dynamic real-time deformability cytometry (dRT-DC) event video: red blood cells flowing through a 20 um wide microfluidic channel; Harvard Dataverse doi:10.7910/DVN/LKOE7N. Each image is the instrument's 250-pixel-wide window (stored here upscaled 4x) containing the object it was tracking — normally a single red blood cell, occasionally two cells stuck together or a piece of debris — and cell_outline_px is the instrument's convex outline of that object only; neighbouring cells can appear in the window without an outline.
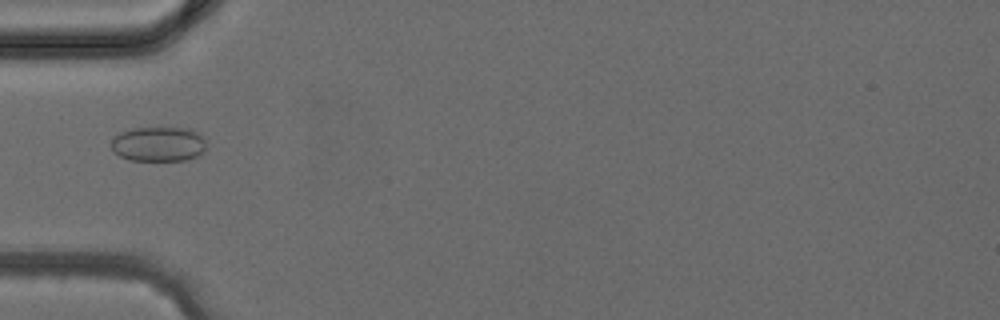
{"species": "common noctule bat (a hibernating species)", "species_latin": "Nyctalus noctula", "temperature_condition": "cold", "stored_images_in_passage": 27, "camera_frame_rate_fps": 3000, "um_per_image_px": 0.085, "animal": {"sex": "female", "body_mass_g": 24.6, "forearm_length_mm": 56.2}, "frame": {"image": 1, "passage_image": 1, "time_ms": 0.0, "image_size_px": [1000, 320], "cell_outline_px": [[204, 152], [188, 160], [132, 160], [120, 156], [112, 152], [112, 140], [120, 132], [132, 128], [192, 128], [204, 136]], "centroid_in_image_um": [13.49, 12.24], "position_along_channel_um": 71.5, "area_um2": 19.31}}
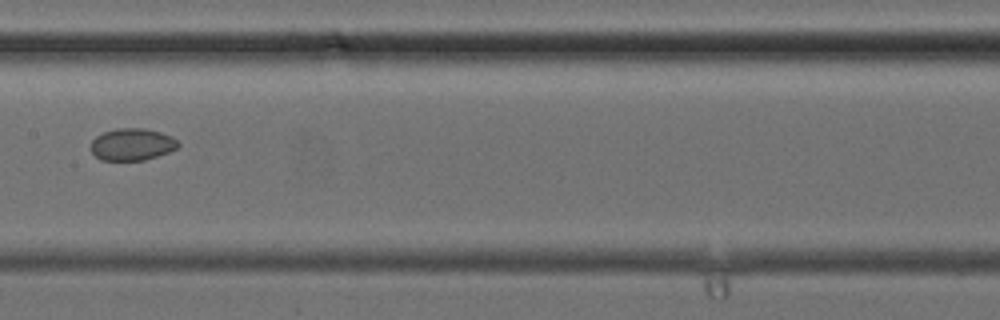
{"frame": {"image": 2, "passage_image": 8, "time_ms": 2.333, "image_size_px": [1000, 320], "cell_outline_px": [[180, 144], [176, 148], [168, 152], [144, 160], [100, 160], [92, 152], [92, 140], [96, 136], [104, 132], [116, 128], [144, 128], [160, 132], [172, 136]], "centroid_in_image_um": [11.23, 12.27], "position_along_channel_um": 196.2, "area_um2": 16.18}}
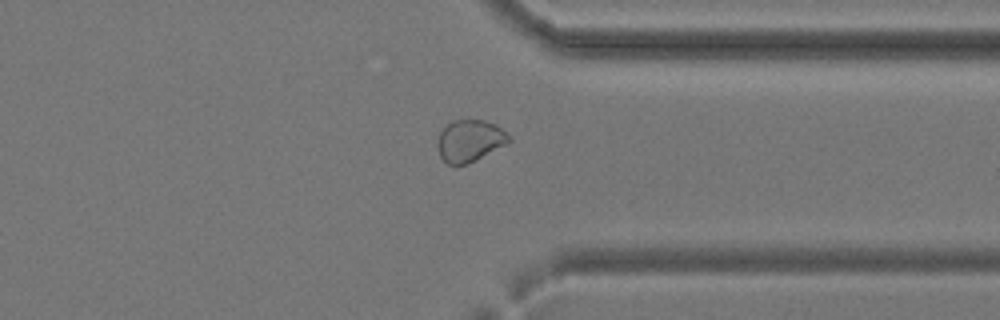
{"frame": {"image": 3, "passage_image": 18, "time_ms": 5.667, "image_size_px": [1000, 320], "cell_outline_px": [[512, 140], [508, 144], [464, 164], [448, 164], [440, 156], [436, 144], [440, 132], [452, 120], [484, 120], [496, 124], [512, 136]], "centroid_in_image_um": [39.96, 11.93], "position_along_channel_um": 371.4, "area_um2": 17.34}}